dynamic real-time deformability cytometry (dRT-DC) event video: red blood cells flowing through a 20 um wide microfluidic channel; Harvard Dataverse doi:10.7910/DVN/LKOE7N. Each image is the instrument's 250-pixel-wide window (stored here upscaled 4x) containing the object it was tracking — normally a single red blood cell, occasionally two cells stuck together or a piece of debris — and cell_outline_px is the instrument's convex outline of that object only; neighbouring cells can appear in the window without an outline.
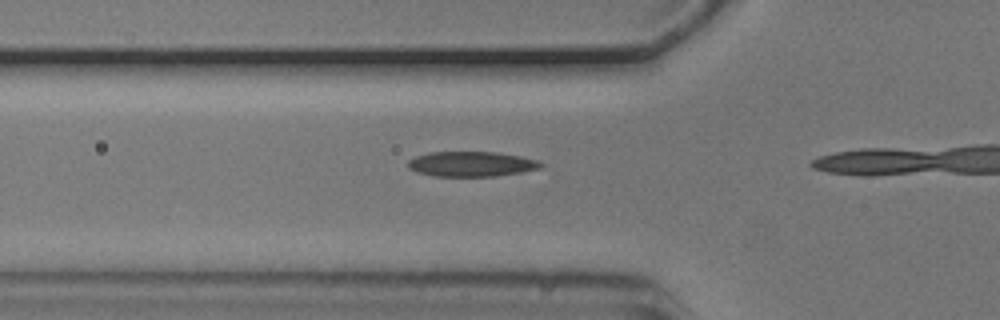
{"species": "common noctule bat (a hibernating species)", "species_latin": "Nyctalus noctula", "temperature_condition": "cold", "stored_images_in_passage": 15, "camera_frame_rate_fps": 3000, "um_per_image_px": 0.085, "animal": {"sex": "male", "body_mass_g": 20.5, "forearm_length_mm": 52.5}, "frame": {"image": 1, "passage_image": 13, "time_ms": 4.0, "image_size_px": [1000, 320], "cell_outline_px": [[540, 168], [520, 172], [496, 176], [432, 176], [416, 172], [408, 168], [408, 160], [416, 156], [428, 152], [496, 152], [520, 156], [540, 160]], "centroid_in_image_um": [40.02, 13.94], "position_along_channel_um": 85.8, "area_um2": 19.36}}